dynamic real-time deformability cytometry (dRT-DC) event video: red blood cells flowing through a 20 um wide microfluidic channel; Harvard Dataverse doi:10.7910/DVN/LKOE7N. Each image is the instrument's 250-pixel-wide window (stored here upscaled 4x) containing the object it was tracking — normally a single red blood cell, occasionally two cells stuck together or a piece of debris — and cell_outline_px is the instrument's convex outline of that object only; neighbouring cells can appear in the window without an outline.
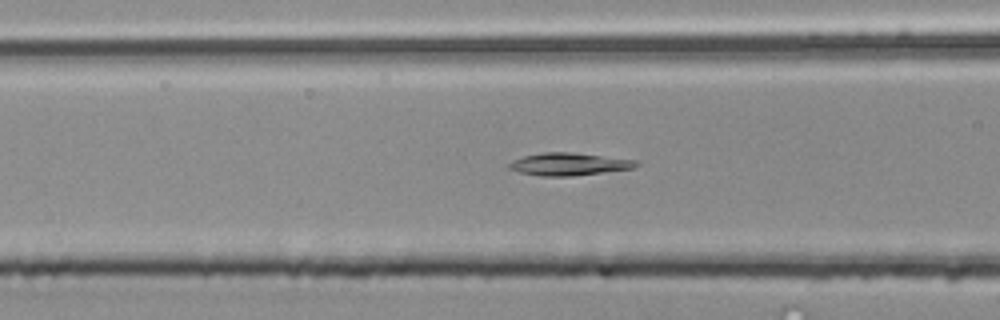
{"species": "common noctule bat (a hibernating species)", "species_latin": "Nyctalus noctula", "temperature_condition": "room temperature", "stored_images_in_passage": 48, "camera_frame_rate_fps": 3000, "um_per_image_px": 0.085, "animal": {"sex": "male", "body_mass_g": 20.4}, "frame": {"image": 1, "passage_image": 16, "time_ms": 5.0, "image_size_px": [1000, 320], "cell_outline_px": [[640, 164], [632, 168], [572, 176], [540, 176], [520, 172], [508, 168], [508, 164], [512, 160], [524, 156], [544, 152], [572, 152], [640, 160]], "centroid_in_image_um": [48.38, 13.94], "position_along_channel_um": 118.2, "area_um2": 16.7}}
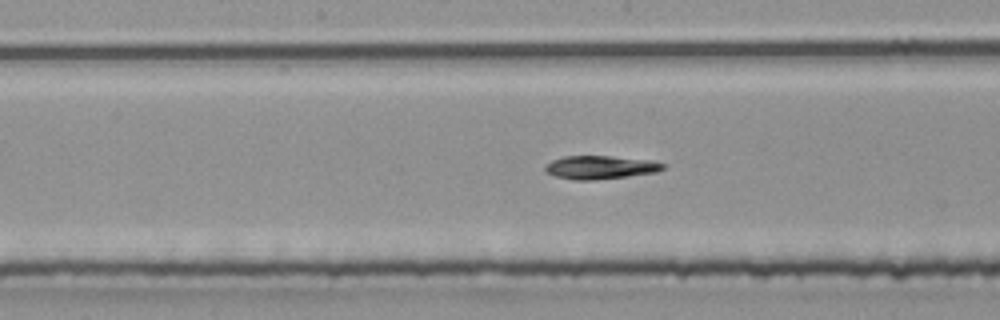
{"frame": {"image": 2, "passage_image": 22, "time_ms": 7.0, "image_size_px": [1000, 320], "cell_outline_px": [[668, 164], [664, 168], [656, 172], [628, 176], [592, 180], [572, 180], [556, 176], [544, 172], [544, 164], [552, 160], [564, 156], [612, 156], [652, 160]], "centroid_in_image_um": [51.01, 14.22], "position_along_channel_um": 197.2, "area_um2": 16.24}}
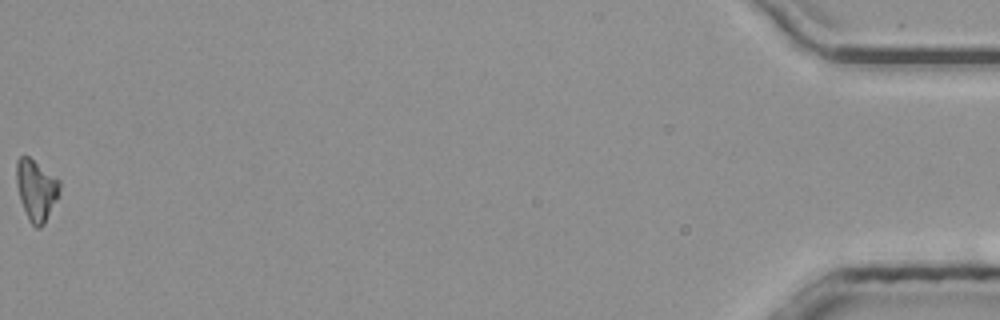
{"frame": {"image": 3, "passage_image": 48, "time_ms": 15.667, "image_size_px": [1000, 320], "cell_outline_px": [[60, 196], [44, 224], [40, 228], [36, 228], [28, 220], [20, 200], [16, 180], [16, 160], [20, 156], [28, 156], [56, 176], [60, 180]], "centroid_in_image_um": [3.1, 16.16], "position_along_channel_um": 432.1, "area_um2": 15.66}, "authors_computed_cell_mechanics": {"area_um2": 16.1262, "velocity_mm_per_s": 3.9472, "shape_relaxation_time_tau1_ms": 6.5523, "shape_relaxation_time_tau2_ms": null, "deformation_change_tau1": 0.1853, "deformation_change_tau2": null}}